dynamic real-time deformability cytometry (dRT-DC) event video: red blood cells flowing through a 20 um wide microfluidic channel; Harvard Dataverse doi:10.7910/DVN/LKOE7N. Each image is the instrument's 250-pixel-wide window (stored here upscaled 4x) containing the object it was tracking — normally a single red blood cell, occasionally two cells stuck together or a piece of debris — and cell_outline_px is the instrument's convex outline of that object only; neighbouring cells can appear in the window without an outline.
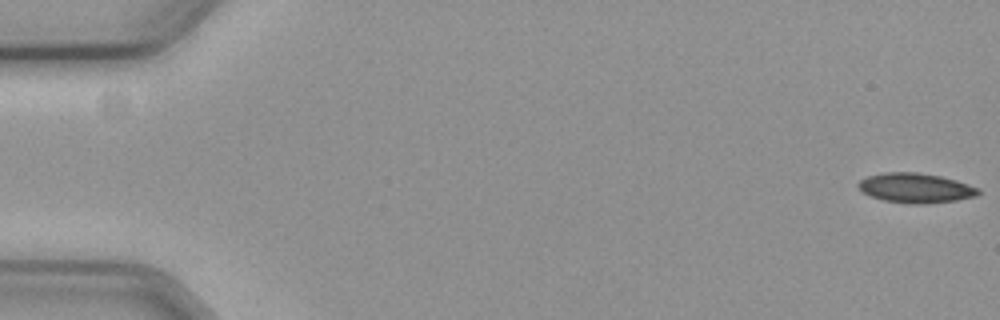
{"species": "common noctule bat (a hibernating species)", "species_latin": "Nyctalus noctula", "temperature_condition": "cold", "stored_images_in_passage": 26, "camera_frame_rate_fps": 3000, "um_per_image_px": 0.085, "animal": {"sex": "female", "body_mass_g": 19.3, "forearm_length_mm": 54.1}, "frame": {"image": 1, "passage_image": 1, "time_ms": 0.0, "image_size_px": [1000, 320], "cell_outline_px": [[980, 192], [976, 196], [956, 200], [928, 204], [908, 204], [884, 200], [872, 196], [864, 192], [856, 184], [860, 180], [868, 176], [884, 172], [916, 172], [940, 176], [956, 180], [980, 188]], "centroid_in_image_um": [77.85, 15.98], "position_along_channel_um": 7.2, "area_um2": 20.75}}
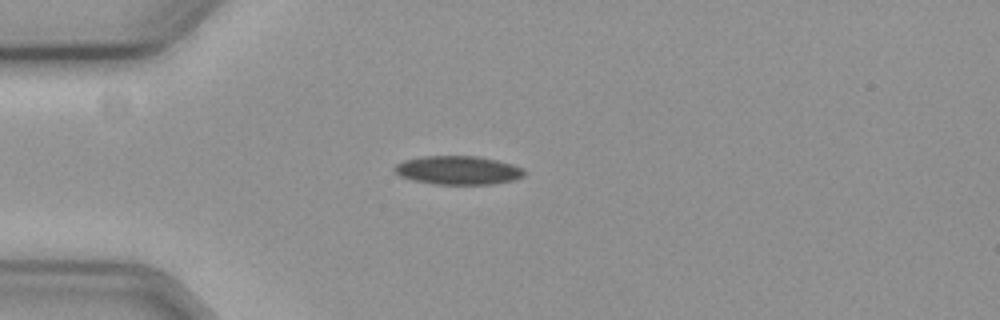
{"frame": {"image": 2, "passage_image": 16, "time_ms": 5.0, "image_size_px": [1000, 320], "cell_outline_px": [[524, 176], [512, 180], [492, 184], [432, 184], [412, 180], [400, 176], [392, 168], [396, 164], [404, 160], [424, 156], [480, 156], [512, 164], [524, 168]], "centroid_in_image_um": [38.92, 14.47], "position_along_channel_um": 46.1, "area_um2": 21.68}}
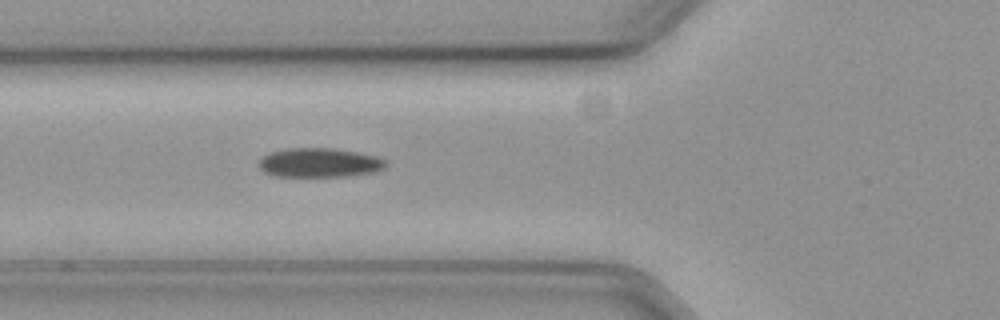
{"frame": {"image": 3, "passage_image": 22, "time_ms": 7.0, "image_size_px": [1000, 320], "cell_outline_px": [[388, 164], [384, 168], [372, 172], [348, 176], [272, 176], [264, 172], [260, 168], [260, 160], [264, 156], [272, 152], [288, 148], [332, 148], [356, 152], [376, 156], [388, 160]], "centroid_in_image_um": [27.18, 13.83], "position_along_channel_um": 98.6, "area_um2": 21.5}}